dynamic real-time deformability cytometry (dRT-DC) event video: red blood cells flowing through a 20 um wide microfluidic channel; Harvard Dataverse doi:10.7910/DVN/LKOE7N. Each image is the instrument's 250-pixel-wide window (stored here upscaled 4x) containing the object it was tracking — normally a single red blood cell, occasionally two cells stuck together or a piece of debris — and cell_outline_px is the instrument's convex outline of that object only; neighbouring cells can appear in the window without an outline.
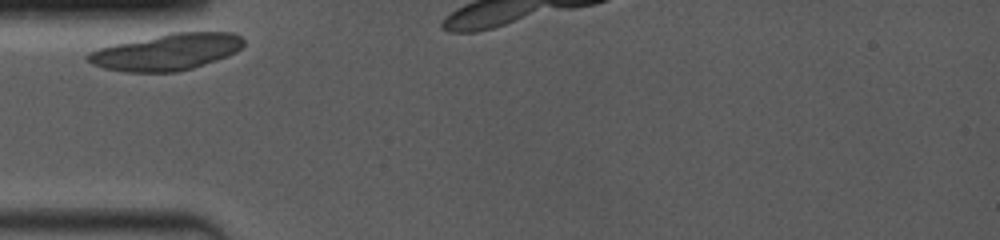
{"species": "common noctule bat (a hibernating species)", "species_latin": "Nyctalus noctula", "temperature_condition": "room temperature", "stored_images_in_passage": 2, "camera_frame_rate_fps": 4000, "um_per_image_px": 0.085, "animal": {"sex": "female", "body_mass_g": 19.0, "forearm_length_mm": 53.3}, "frame": {"image": 1, "passage_image": 1, "time_ms": 0.0, "image_size_px": [1000, 240], "cell_outline_px": [[244, 44], [236, 52], [228, 56], [192, 68], [176, 72], [124, 72], [104, 68], [92, 64], [84, 60], [84, 56], [88, 52], [100, 48], [116, 44], [172, 32], [232, 32], [240, 36], [244, 40]], "centroid_in_image_um": [14.15, 4.42], "position_along_channel_um": 70.8, "area_um2": 33.06}}